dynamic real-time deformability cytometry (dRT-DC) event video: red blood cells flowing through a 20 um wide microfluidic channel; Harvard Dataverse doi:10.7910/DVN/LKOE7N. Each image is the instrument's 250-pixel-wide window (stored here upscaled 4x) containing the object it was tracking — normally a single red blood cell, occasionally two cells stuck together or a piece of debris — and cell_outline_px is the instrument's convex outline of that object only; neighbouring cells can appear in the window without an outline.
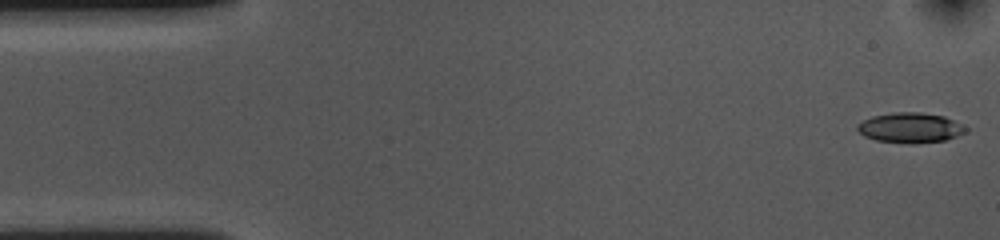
{"species": "common noctule bat (a hibernating species)", "species_latin": "Nyctalus noctula", "temperature_condition": "cold", "stored_images_in_passage": 54, "camera_frame_rate_fps": 3000, "um_per_image_px": 0.085, "animal": {"sex": "female", "body_mass_g": 10.0, "forearm_length_mm": 53.1}, "frame": {"image": 1, "passage_image": 1, "time_ms": 0.0, "image_size_px": [1000, 240], "cell_outline_px": [[968, 132], [944, 140], [876, 140], [864, 136], [856, 128], [864, 120], [872, 116], [892, 112], [920, 112], [944, 116], [968, 128]], "centroid_in_image_um": [77.38, 10.79], "position_along_channel_um": 7.6, "area_um2": 17.92}}
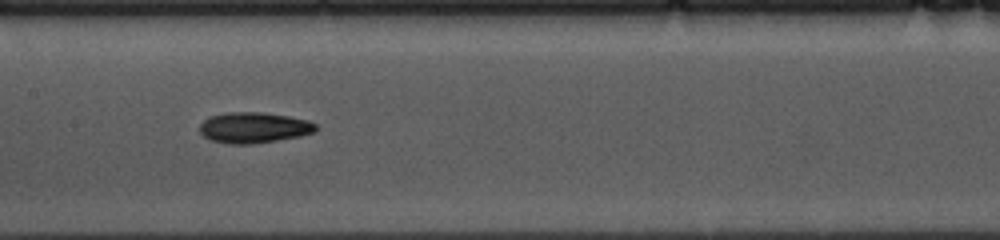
{"frame": {"image": 2, "passage_image": 25, "time_ms": 8.0, "image_size_px": [1000, 240], "cell_outline_px": [[316, 128], [312, 132], [300, 136], [252, 144], [232, 144], [212, 140], [204, 136], [200, 132], [200, 124], [208, 116], [228, 112], [264, 112], [288, 116], [308, 120], [316, 124]], "centroid_in_image_um": [21.55, 10.83], "position_along_channel_um": 185.8, "area_um2": 20.69}}
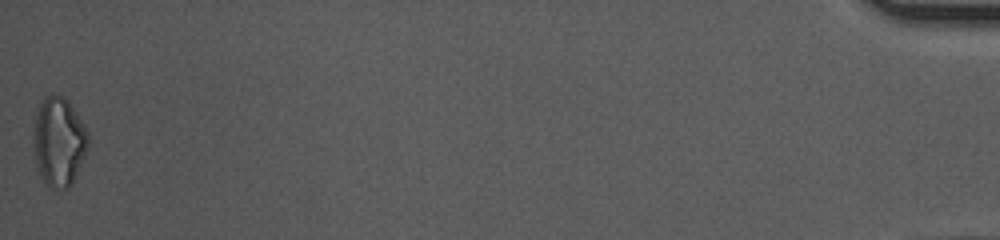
{"frame": {"image": 3, "passage_image": 54, "time_ms": 17.667, "image_size_px": [1000, 240], "cell_outline_px": [[88, 148], [84, 160], [72, 184], [68, 188], [52, 188], [40, 176], [36, 164], [32, 144], [32, 132], [36, 116], [40, 104], [44, 96], [52, 92], [64, 96], [68, 100], [76, 112], [88, 132]], "centroid_in_image_um": [4.99, 12.01], "position_along_channel_um": 430.2, "area_um2": 28.84}, "authors_computed_cell_mechanics": {"area_um2": 19.7676, "velocity_mm_per_s": 3.6082, "shape_relaxation_time_tau1_ms": 4.5264, "shape_relaxation_time_tau2_ms": null, "deformation_change_tau1": 0.1359, "deformation_change_tau2": null}}